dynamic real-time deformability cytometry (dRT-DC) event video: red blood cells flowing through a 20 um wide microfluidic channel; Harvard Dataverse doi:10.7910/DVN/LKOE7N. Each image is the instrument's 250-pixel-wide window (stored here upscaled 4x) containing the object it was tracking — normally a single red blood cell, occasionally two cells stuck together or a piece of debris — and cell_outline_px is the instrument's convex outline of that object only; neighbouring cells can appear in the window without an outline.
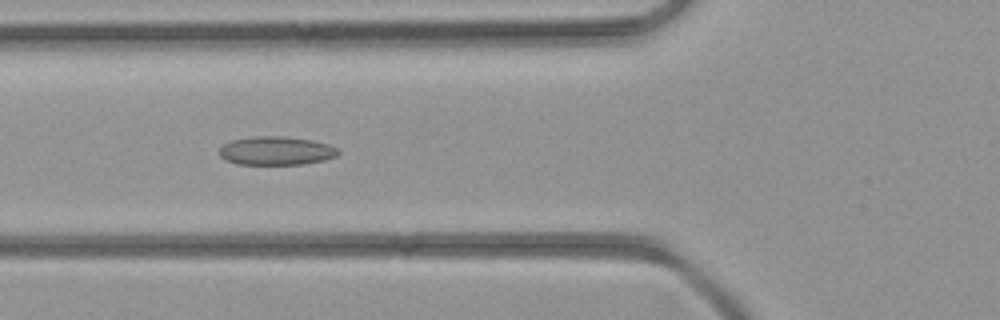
{"species": "common noctule bat (a hibernating species)", "species_latin": "Nyctalus noctula", "temperature_condition": "room temperature", "stored_images_in_passage": 33, "camera_frame_rate_fps": 3000, "um_per_image_px": 0.085, "animal": {"sex": "female", "body_mass_g": 21.9}, "frame": {"image": 1, "passage_image": 6, "time_ms": 1.667, "image_size_px": [1000, 320], "cell_outline_px": [[340, 152], [336, 156], [324, 160], [304, 164], [236, 164], [220, 156], [220, 148], [224, 144], [232, 140], [256, 136], [280, 136], [312, 140], [328, 144], [336, 148]], "centroid_in_image_um": [23.49, 12.82], "position_along_channel_um": 102.3, "area_um2": 19.59}}
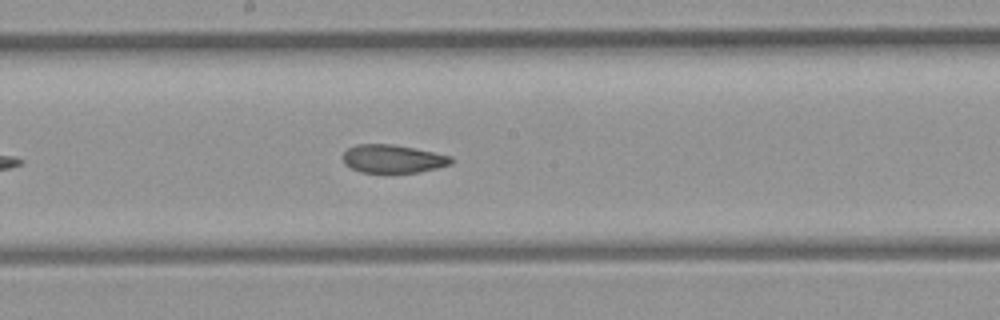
{"frame": {"image": 2, "passage_image": 13, "time_ms": 4.0, "image_size_px": [1000, 320], "cell_outline_px": [[452, 164], [436, 168], [416, 172], [360, 172], [344, 164], [344, 152], [348, 148], [356, 144], [392, 144], [452, 156]], "centroid_in_image_um": [33.38, 13.49], "position_along_channel_um": 214.8, "area_um2": 17.51}}
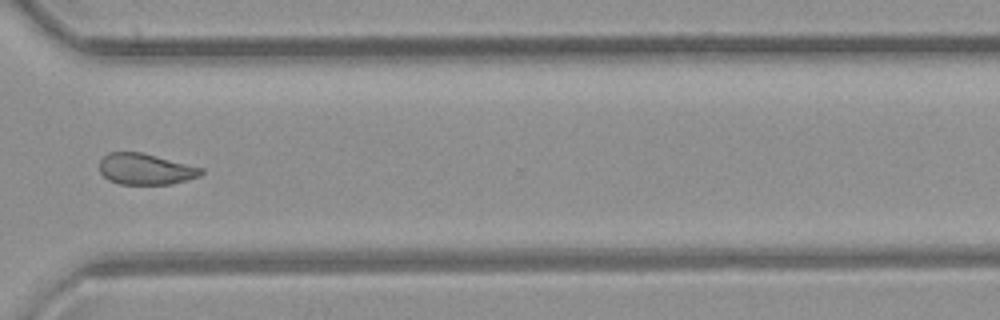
{"frame": {"image": 3, "passage_image": 22, "time_ms": 7.0, "image_size_px": [1000, 320], "cell_outline_px": [[204, 172], [200, 176], [172, 184], [120, 184], [108, 180], [100, 172], [100, 160], [108, 152], [140, 152], [204, 168]], "centroid_in_image_um": [12.37, 14.38], "position_along_channel_um": 358.2, "area_um2": 18.38}}